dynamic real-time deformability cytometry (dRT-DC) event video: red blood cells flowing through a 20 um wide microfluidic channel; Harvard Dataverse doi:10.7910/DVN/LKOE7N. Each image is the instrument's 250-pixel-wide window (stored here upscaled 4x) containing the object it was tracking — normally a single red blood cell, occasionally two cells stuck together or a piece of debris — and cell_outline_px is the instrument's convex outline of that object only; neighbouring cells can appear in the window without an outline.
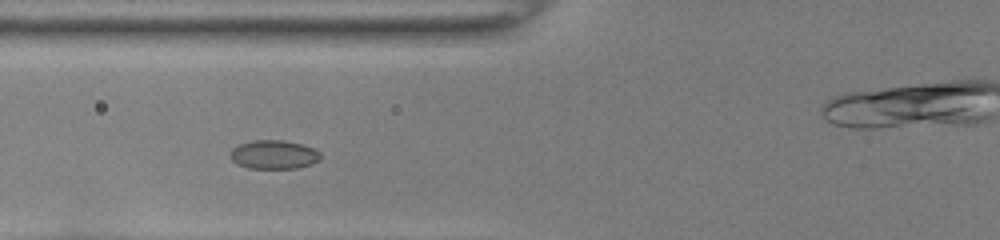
{"species": "common noctule bat (a hibernating species)", "species_latin": "Nyctalus noctula", "temperature_condition": "room temperature", "stored_images_in_passage": 35, "camera_frame_rate_fps": 3000, "um_per_image_px": 0.085, "animal": {"sex": "female", "body_mass_g": 22.0, "forearm_length_mm": 56.7}, "frame": {"image": 1, "passage_image": 4, "time_ms": 1.0, "image_size_px": [1000, 240], "cell_outline_px": [[320, 160], [312, 164], [296, 168], [248, 168], [236, 164], [228, 156], [232, 148], [236, 144], [252, 140], [284, 140], [300, 144], [312, 148], [320, 152]], "centroid_in_image_um": [23.22, 13.13], "position_along_channel_um": 102.6, "area_um2": 15.32}}
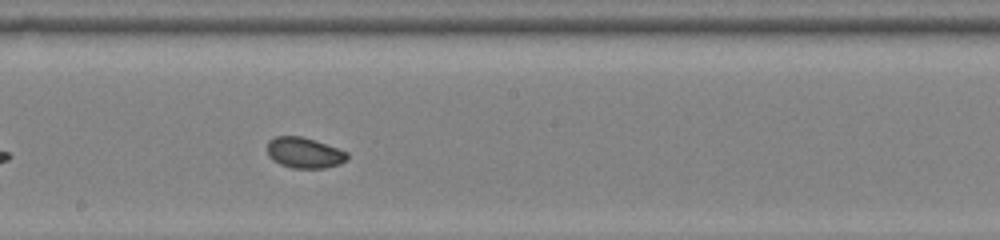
{"frame": {"image": 2, "passage_image": 13, "time_ms": 4.0, "image_size_px": [1000, 240], "cell_outline_px": [[348, 160], [340, 164], [324, 168], [292, 168], [280, 164], [272, 160], [268, 156], [268, 140], [276, 136], [300, 136], [348, 152]], "centroid_in_image_um": [25.85, 13.0], "position_along_channel_um": 222.3, "area_um2": 14.22}}
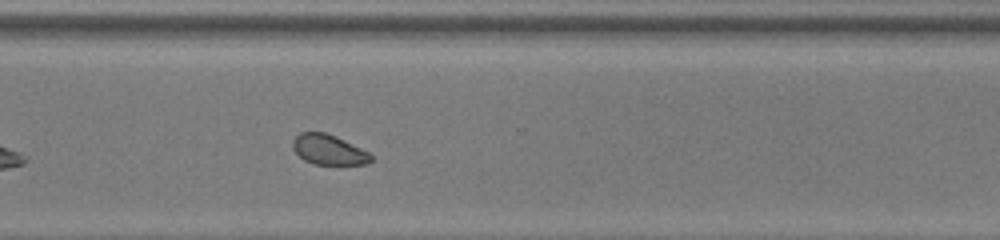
{"frame": {"image": 3, "passage_image": 22, "time_ms": 7.0, "image_size_px": [1000, 240], "cell_outline_px": [[372, 160], [368, 164], [312, 164], [304, 160], [292, 148], [292, 140], [300, 132], [324, 132], [336, 136], [368, 152], [372, 156]], "centroid_in_image_um": [27.91, 12.72], "position_along_channel_um": 342.7, "area_um2": 13.64}, "authors_computed_cell_mechanics": {"area_um2": 14.7968, "velocity_mm_per_s": 4.0016, "shape_relaxation_time_tau1_ms": 3.9219, "shape_relaxation_time_tau2_ms": null, "deformation_change_tau1": 0.0688, "deformation_change_tau2": null}}